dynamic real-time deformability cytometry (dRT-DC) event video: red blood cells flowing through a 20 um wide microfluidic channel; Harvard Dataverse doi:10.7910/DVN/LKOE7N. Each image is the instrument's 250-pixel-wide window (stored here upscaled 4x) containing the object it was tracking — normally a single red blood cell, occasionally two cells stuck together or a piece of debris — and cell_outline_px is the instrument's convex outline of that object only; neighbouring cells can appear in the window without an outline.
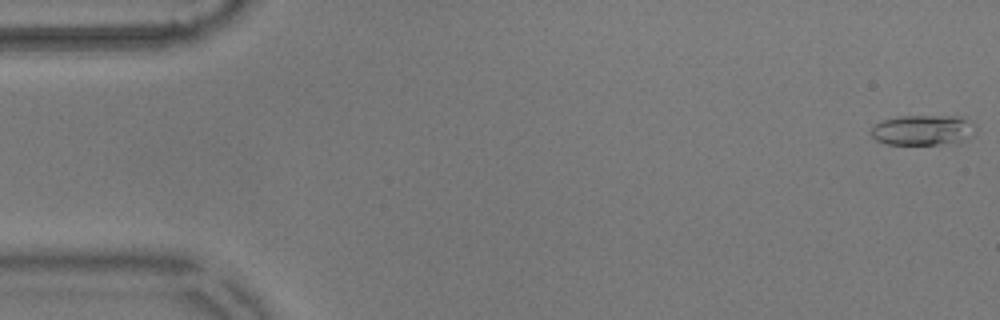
{"species": "common noctule bat (a hibernating species)", "species_latin": "Nyctalus noctula", "temperature_condition": "warm", "stored_images_in_passage": 55, "camera_frame_rate_fps": 3000, "um_per_image_px": 0.085, "animal": {"sex": "male", "body_mass_g": 17.9}, "frame": {"image": 1, "passage_image": 1, "time_ms": 0.0, "image_size_px": [1000, 320], "cell_outline_px": [[976, 128], [972, 136], [968, 140], [960, 144], [888, 144], [876, 140], [868, 132], [876, 124], [884, 120], [896, 116], [960, 116], [972, 124]], "centroid_in_image_um": [78.48, 11.07], "position_along_channel_um": 6.5, "area_um2": 18.73}}
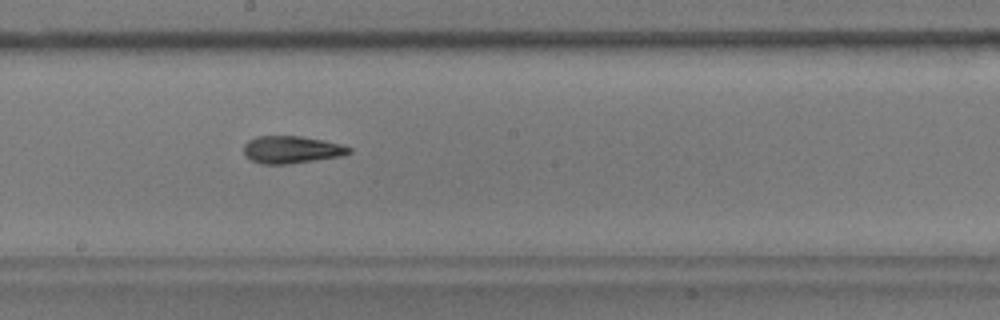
{"frame": {"image": 2, "passage_image": 30, "time_ms": 9.667, "image_size_px": [1000, 320], "cell_outline_px": [[352, 152], [340, 156], [288, 164], [260, 164], [244, 156], [244, 144], [248, 140], [256, 136], [300, 136], [324, 140], [340, 144], [352, 148]], "centroid_in_image_um": [24.75, 12.71], "position_along_channel_um": 223.4, "area_um2": 16.82}}
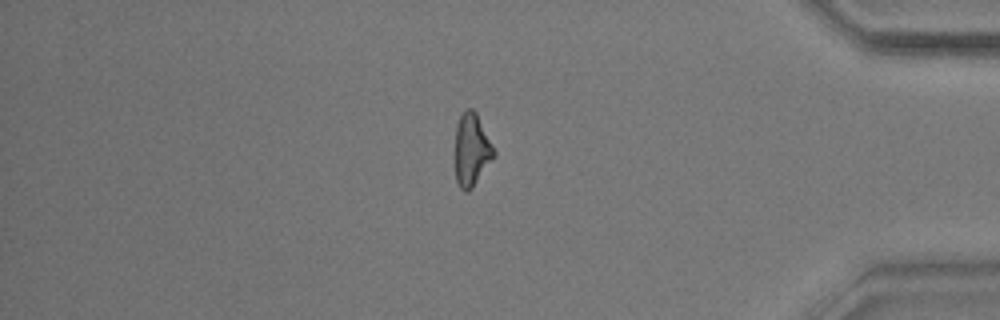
{"frame": {"image": 3, "passage_image": 47, "time_ms": 15.333, "image_size_px": [1000, 320], "cell_outline_px": [[496, 156], [472, 188], [468, 192], [464, 192], [460, 188], [456, 180], [456, 124], [464, 108], [472, 108], [476, 112], [496, 152]], "centroid_in_image_um": [40.1, 12.73], "position_along_channel_um": 395.1, "area_um2": 16.47}, "authors_computed_cell_mechanics": {"area_um2": 16.7042, "velocity_mm_per_s": 3.6178, "shape_relaxation_time_tau1_ms": null, "shape_relaxation_time_tau2_ms": 3.7094, "deformation_change_tau1": null, "deformation_change_tau2": 0.1238}}